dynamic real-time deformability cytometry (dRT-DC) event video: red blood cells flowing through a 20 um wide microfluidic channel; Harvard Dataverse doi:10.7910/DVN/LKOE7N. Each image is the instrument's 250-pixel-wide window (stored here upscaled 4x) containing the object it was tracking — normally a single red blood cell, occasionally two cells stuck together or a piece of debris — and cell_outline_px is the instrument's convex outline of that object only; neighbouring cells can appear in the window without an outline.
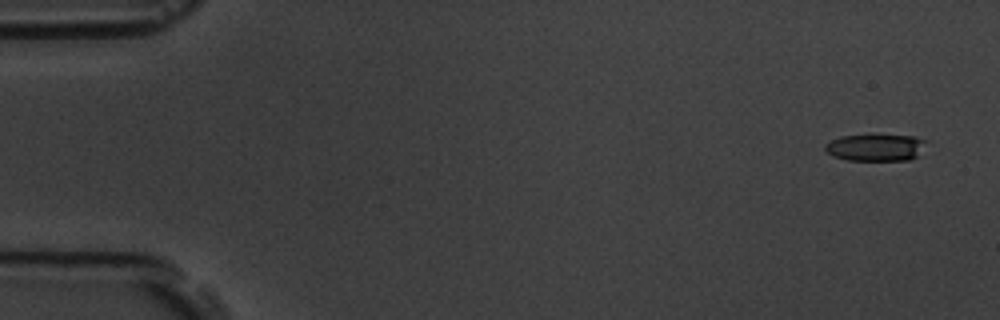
{"species": "common noctule bat (a hibernating species)", "species_latin": "Nyctalus noctula", "temperature_condition": "room temperature", "stored_images_in_passage": 6, "segment_of_instrument_passage": [2, 2], "camera_frame_rate_fps": 3000, "um_per_image_px": 0.085, "animal": {"sex": "male", "body_mass_g": 19.5, "forearm_length_mm": 54.6}, "frame": {"image": 1, "passage_image": 6, "time_ms": 6.0, "image_size_px": [1000, 320], "cell_outline_px": [[928, 140], [916, 156], [912, 160], [848, 160], [832, 156], [824, 148], [824, 144], [840, 136], [916, 136]], "centroid_in_image_um": [74.42, 12.55], "position_along_channel_um": 10.6, "area_um2": 15.61}}